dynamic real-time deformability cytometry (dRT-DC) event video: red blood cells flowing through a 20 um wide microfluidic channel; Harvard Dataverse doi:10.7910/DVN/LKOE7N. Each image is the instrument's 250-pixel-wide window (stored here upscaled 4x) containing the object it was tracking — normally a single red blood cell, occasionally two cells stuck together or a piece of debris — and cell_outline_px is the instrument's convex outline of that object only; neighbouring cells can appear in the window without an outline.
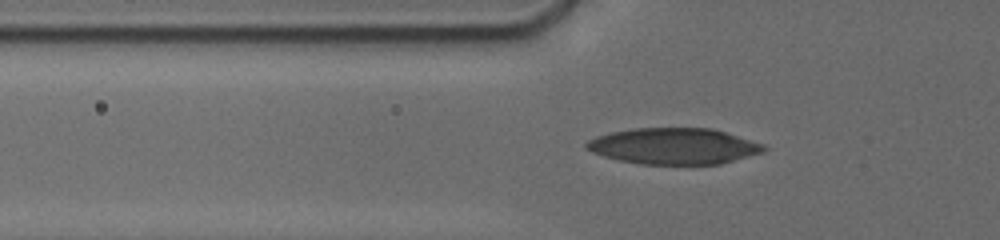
{"species": "human", "species_latin": "Homo sapiens", "temperature_condition": "cold", "stored_images_in_passage": 78, "camera_frame_rate_fps": 3000, "um_per_image_px": 0.085, "donor": {"sex": "male"}, "frame": {"image": 1, "passage_image": 27, "time_ms": 6.333, "image_size_px": [1000, 240], "cell_outline_px": [[768, 148], [764, 152], [720, 164], [640, 164], [620, 160], [604, 156], [592, 152], [584, 144], [588, 140], [596, 136], [612, 132], [632, 128], [712, 128], [764, 144]], "centroid_in_image_um": [57.29, 12.42], "position_along_channel_um": 68.5, "area_um2": 37.28}}
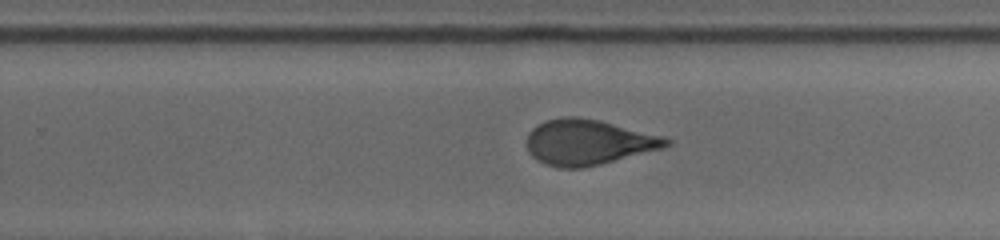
{"frame": {"image": 2, "passage_image": 52, "time_ms": 12.0, "image_size_px": [1000, 240], "cell_outline_px": [[672, 144], [664, 148], [584, 168], [556, 168], [544, 164], [532, 156], [528, 152], [528, 132], [536, 124], [544, 120], [564, 116], [576, 116], [600, 120], [660, 136], [672, 140]], "centroid_in_image_um": [49.96, 12.09], "position_along_channel_um": 279.8, "area_um2": 36.99}}
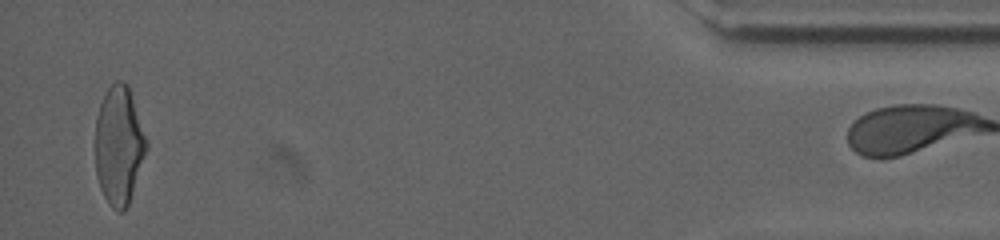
{"frame": {"image": 3, "passage_image": 77, "time_ms": 17.667, "image_size_px": [1000, 240], "cell_outline_px": [[148, 144], [128, 204], [124, 212], [116, 212], [108, 204], [100, 188], [96, 176], [96, 116], [100, 104], [108, 88], [116, 80], [124, 80], [128, 84], [148, 140]], "centroid_in_image_um": [10.11, 12.34], "position_along_channel_um": 425.1, "area_um2": 35.26}}